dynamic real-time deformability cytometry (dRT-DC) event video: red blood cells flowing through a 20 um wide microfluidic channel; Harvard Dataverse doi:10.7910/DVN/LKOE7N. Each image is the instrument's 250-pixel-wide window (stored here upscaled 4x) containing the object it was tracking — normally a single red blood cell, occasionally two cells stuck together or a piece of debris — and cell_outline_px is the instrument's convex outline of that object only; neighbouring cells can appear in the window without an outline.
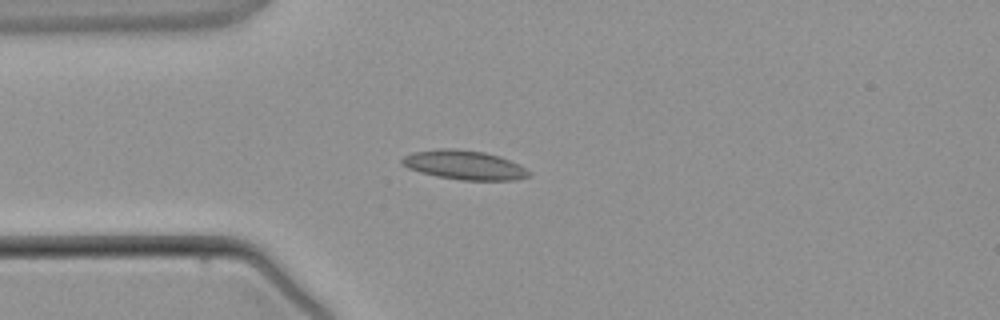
{"species": "common noctule bat (a hibernating species)", "species_latin": "Nyctalus noctula", "temperature_condition": "warm", "stored_images_in_passage": 2, "camera_frame_rate_fps": 3000, "um_per_image_px": 0.085, "animal": {"sex": "male", "body_mass_g": 21.5, "forearm_length_mm": 52.0}, "frame": {"image": 1, "passage_image": 2, "time_ms": 1.333, "image_size_px": [1000, 320], "cell_outline_px": [[532, 176], [516, 180], [460, 180], [436, 176], [420, 172], [408, 168], [400, 160], [404, 156], [412, 152], [440, 148], [456, 148], [484, 152], [500, 156], [532, 172]], "centroid_in_image_um": [39.47, 14.02], "position_along_channel_um": 45.5, "area_um2": 21.62}}